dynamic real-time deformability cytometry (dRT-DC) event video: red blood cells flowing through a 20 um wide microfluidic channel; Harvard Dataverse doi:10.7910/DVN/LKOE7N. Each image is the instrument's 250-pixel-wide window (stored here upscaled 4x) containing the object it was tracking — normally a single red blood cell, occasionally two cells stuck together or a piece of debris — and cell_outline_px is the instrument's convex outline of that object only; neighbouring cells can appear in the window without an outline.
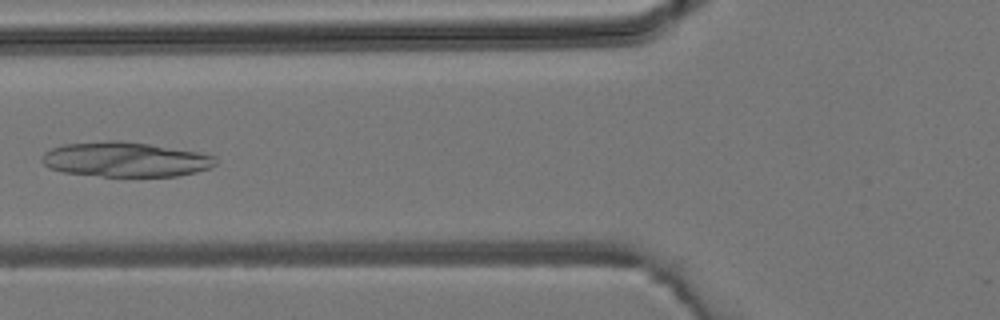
{"species": "common noctule bat (a hibernating species)", "species_latin": "Nyctalus noctula", "temperature_condition": "room temperature", "stored_images_in_passage": 36, "camera_frame_rate_fps": 3000, "um_per_image_px": 0.085, "animal": {"sex": "male", "body_mass_g": 19.2, "forearm_length_mm": 51.8}, "frame": {"image": 1, "passage_image": 15, "time_ms": 4.667, "image_size_px": [1000, 320], "cell_outline_px": [[216, 164], [208, 168], [196, 172], [176, 176], [100, 176], [60, 172], [48, 168], [40, 160], [44, 152], [52, 148], [64, 144], [108, 140], [120, 140], [148, 144], [200, 152], [216, 156]], "centroid_in_image_um": [10.62, 13.55], "position_along_channel_um": 115.2, "area_um2": 35.37}}
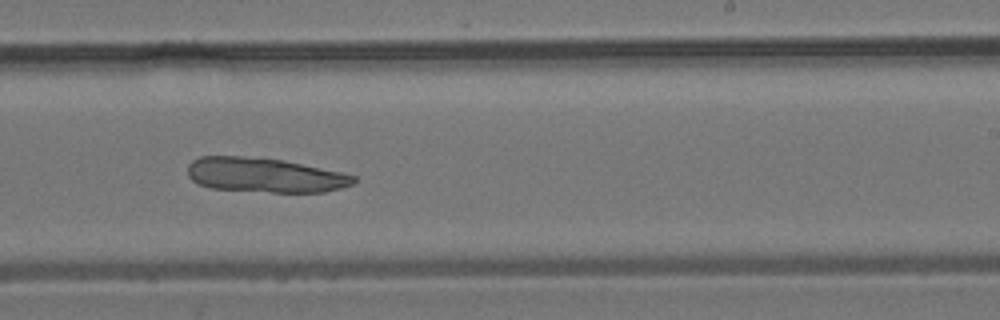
{"frame": {"image": 2, "passage_image": 25, "time_ms": 8.0, "image_size_px": [1000, 320], "cell_outline_px": [[356, 180], [352, 184], [340, 188], [324, 192], [272, 192], [212, 188], [196, 184], [188, 176], [188, 164], [192, 160], [200, 156], [244, 156], [284, 160], [340, 172], [356, 176]], "centroid_in_image_um": [22.46, 14.88], "position_along_channel_um": 266.5, "area_um2": 33.41}}
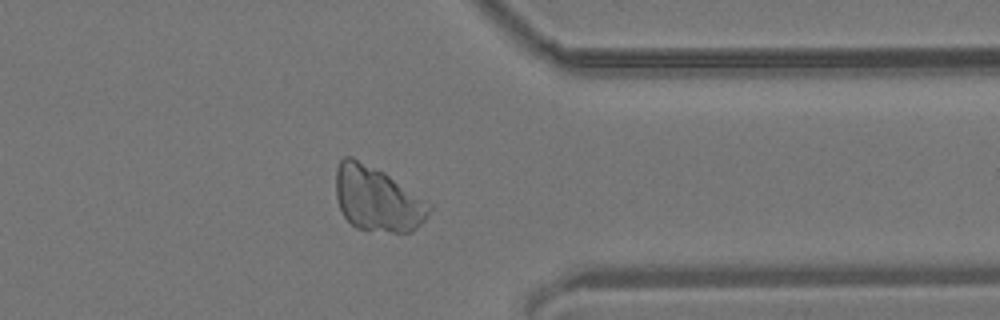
{"frame": {"image": 3, "passage_image": 33, "time_ms": 10.667, "image_size_px": [1000, 320], "cell_outline_px": [[432, 208], [424, 220], [412, 232], [392, 232], [356, 228], [344, 216], [340, 208], [336, 196], [336, 168], [340, 160], [344, 156], [352, 156], [384, 172], [432, 204]], "centroid_in_image_um": [32.06, 16.9], "position_along_channel_um": 379.3, "area_um2": 35.08}}